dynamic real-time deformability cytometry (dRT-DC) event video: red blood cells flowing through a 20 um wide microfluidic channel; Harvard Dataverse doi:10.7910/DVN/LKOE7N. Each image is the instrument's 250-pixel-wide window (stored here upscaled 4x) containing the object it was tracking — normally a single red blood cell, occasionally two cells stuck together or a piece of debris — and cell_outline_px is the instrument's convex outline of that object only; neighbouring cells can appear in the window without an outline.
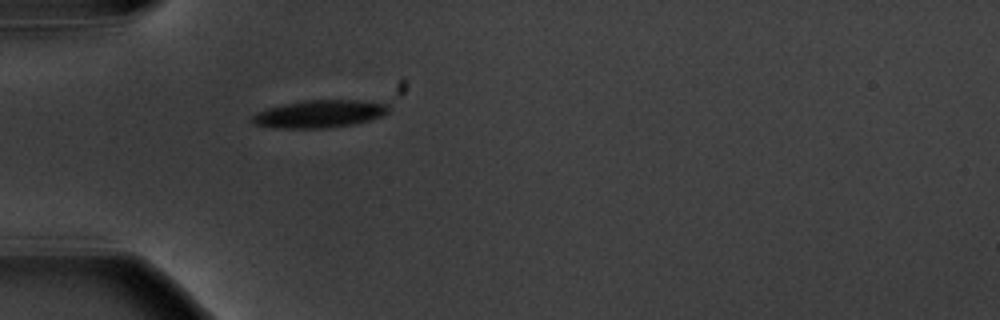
{"species": "common noctule bat (a hibernating species)", "species_latin": "Nyctalus noctula", "temperature_condition": "warm", "stored_images_in_passage": 40, "camera_frame_rate_fps": 3000, "um_per_image_px": 0.085, "animal": {"sex": "male", "body_mass_g": 20.1, "forearm_length_mm": 53.5}, "frame": {"image": 1, "passage_image": 1, "time_ms": 0.0, "image_size_px": [1000, 320], "cell_outline_px": [[392, 108], [384, 116], [352, 124], [328, 128], [276, 128], [256, 124], [252, 120], [252, 116], [256, 112], [268, 108], [284, 104], [304, 100], [360, 100], [388, 104]], "centroid_in_image_um": [27.2, 9.67], "position_along_channel_um": 57.8, "area_um2": 21.91}}
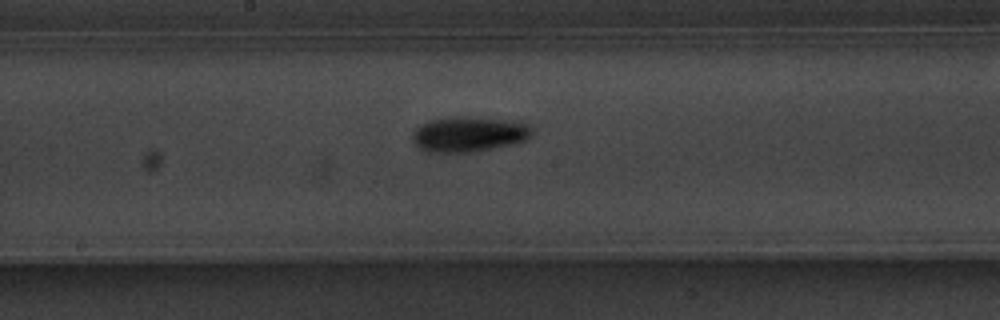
{"frame": {"image": 2, "passage_image": 14, "time_ms": 4.333, "image_size_px": [1000, 320], "cell_outline_px": [[532, 136], [524, 140], [512, 144], [472, 152], [428, 152], [420, 148], [412, 140], [412, 132], [416, 128], [428, 120], [460, 116], [468, 116], [512, 120], [528, 124], [532, 128]], "centroid_in_image_um": [39.85, 11.39], "position_along_channel_um": 208.3, "area_um2": 24.62}}
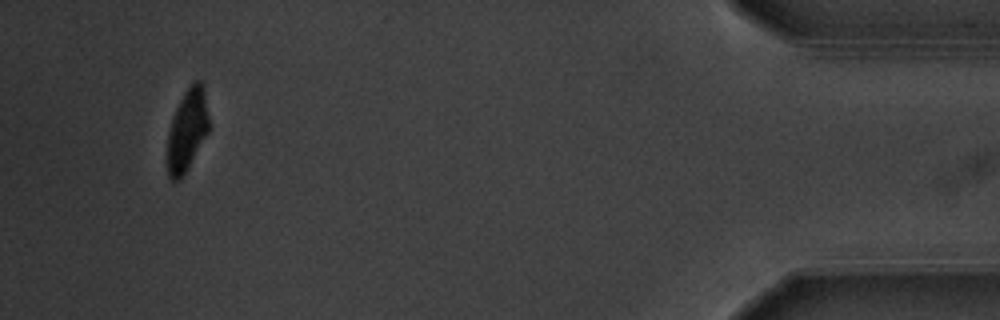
{"frame": {"image": 3, "passage_image": 37, "time_ms": 12.0, "image_size_px": [1000, 320], "cell_outline_px": [[208, 132], [188, 168], [180, 180], [172, 180], [168, 176], [164, 160], [168, 132], [176, 108], [184, 92], [192, 80], [200, 80], [204, 84], [208, 116]], "centroid_in_image_um": [15.87, 11.08], "position_along_channel_um": 419.3, "area_um2": 20.35}, "authors_computed_cell_mechanics": {"area_um2": 22.1085, "velocity_mm_per_s": 3.6232, "shape_relaxation_time_tau1_ms": 2.9019, "shape_relaxation_time_tau2_ms": null, "deformation_change_tau1": 0.1676, "deformation_change_tau2": null}}